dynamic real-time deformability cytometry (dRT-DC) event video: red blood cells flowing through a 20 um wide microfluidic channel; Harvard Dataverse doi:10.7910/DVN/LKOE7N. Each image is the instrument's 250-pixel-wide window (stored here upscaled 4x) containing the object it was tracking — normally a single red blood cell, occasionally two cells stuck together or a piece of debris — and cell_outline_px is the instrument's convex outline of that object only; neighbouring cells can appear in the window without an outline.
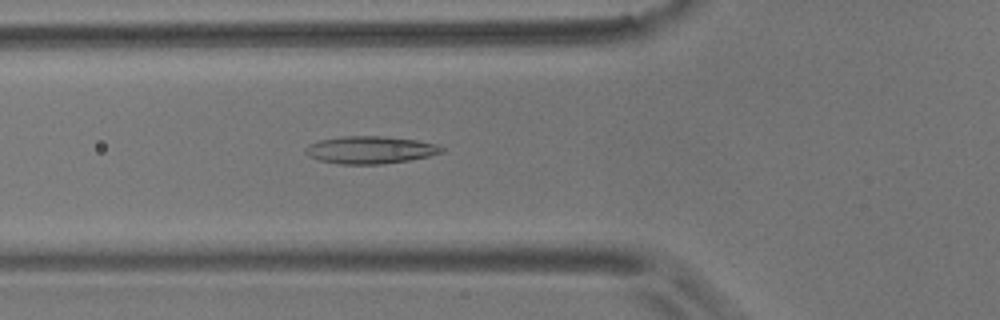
{"species": "common noctule bat (a hibernating species)", "species_latin": "Nyctalus noctula", "temperature_condition": "room temperature", "stored_images_in_passage": 56, "camera_frame_rate_fps": 3000, "um_per_image_px": 0.085, "animal": {"sex": "male", "body_mass_g": 17.9}, "frame": {"image": 1, "passage_image": 20, "time_ms": 6.333, "image_size_px": [1000, 320], "cell_outline_px": [[444, 152], [428, 156], [408, 160], [384, 164], [340, 164], [320, 160], [308, 156], [304, 152], [304, 148], [308, 144], [320, 140], [340, 136], [380, 136], [416, 140], [436, 144], [444, 148]], "centroid_in_image_um": [31.44, 12.74], "position_along_channel_um": 94.4, "area_um2": 21.79}}
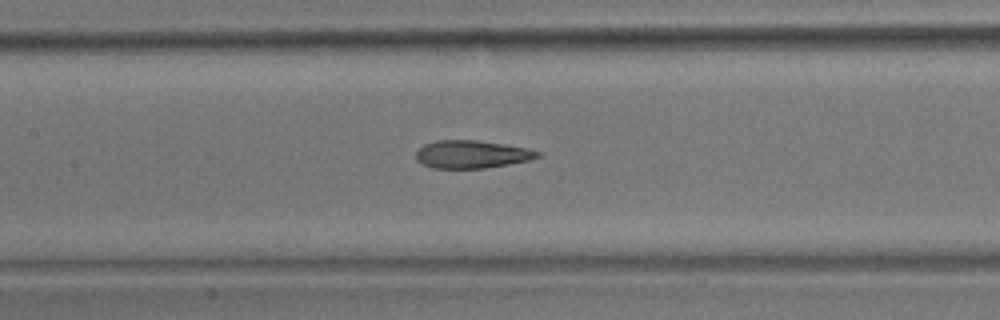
{"frame": {"image": 2, "passage_image": 26, "time_ms": 8.333, "image_size_px": [1000, 320], "cell_outline_px": [[540, 156], [528, 160], [508, 164], [484, 168], [432, 168], [420, 164], [416, 160], [416, 152], [424, 144], [436, 140], [476, 140], [504, 144], [528, 148], [540, 152]], "centroid_in_image_um": [40.06, 13.11], "position_along_channel_um": 167.3, "area_um2": 19.71}}
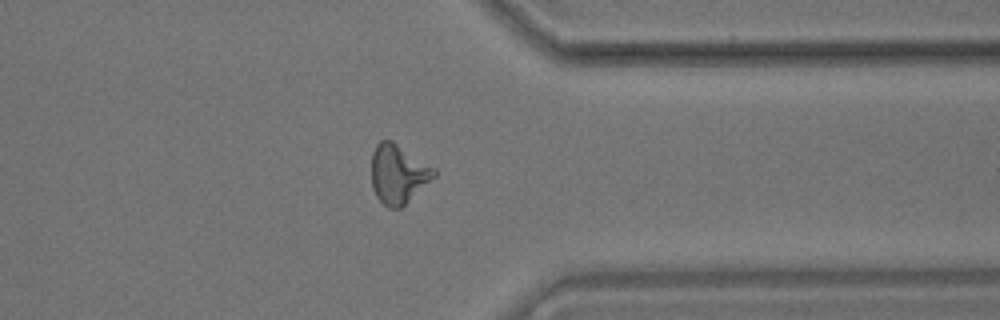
{"frame": {"image": 3, "passage_image": 44, "time_ms": 14.333, "image_size_px": [1000, 320], "cell_outline_px": [[436, 176], [400, 208], [388, 208], [376, 196], [372, 188], [372, 152], [376, 144], [380, 140], [392, 140], [436, 168]], "centroid_in_image_um": [33.85, 14.77], "position_along_channel_um": 377.6, "area_um2": 21.56}, "authors_computed_cell_mechanics": {"area_um2": 21.1837, "velocity_mm_per_s": 3.6115, "shape_relaxation_time_tau1_ms": 9.9644, "shape_relaxation_time_tau2_ms": 1.9466, "deformation_change_tau1": 0.2302, "deformation_change_tau2": 0.1021}}